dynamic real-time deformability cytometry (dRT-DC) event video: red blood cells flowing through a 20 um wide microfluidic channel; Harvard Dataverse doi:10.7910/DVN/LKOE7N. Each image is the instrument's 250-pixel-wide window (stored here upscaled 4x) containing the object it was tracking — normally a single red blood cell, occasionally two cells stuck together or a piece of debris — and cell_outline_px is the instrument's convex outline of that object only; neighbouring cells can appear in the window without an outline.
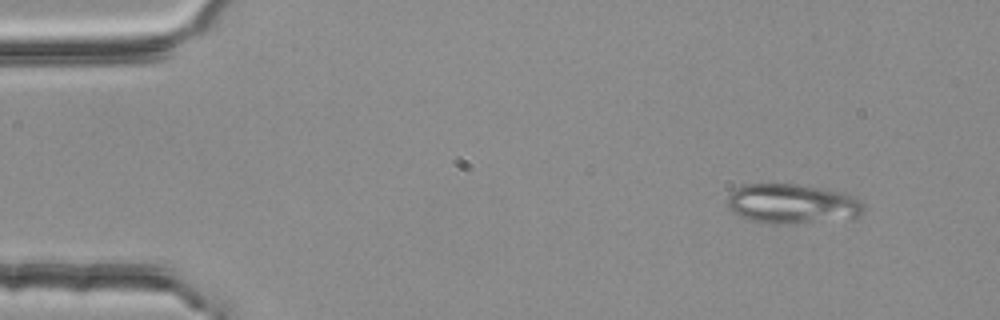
{"species": "common noctule bat (a hibernating species)", "species_latin": "Nyctalus noctula", "temperature_condition": "room temperature", "stored_images_in_passage": 4, "camera_frame_rate_fps": 3000, "um_per_image_px": 0.085, "animal": {"sex": "female", "body_mass_g": 25.1}, "frame": {"image": 1, "passage_image": 1, "time_ms": 0.0, "image_size_px": [1000, 320], "cell_outline_px": [[864, 212], [852, 220], [796, 224], [768, 224], [748, 220], [732, 212], [728, 208], [728, 196], [736, 188], [744, 184], [796, 184], [844, 192], [860, 200], [864, 204]], "centroid_in_image_um": [67.39, 17.36], "position_along_channel_um": 17.6, "area_um2": 32.31}}